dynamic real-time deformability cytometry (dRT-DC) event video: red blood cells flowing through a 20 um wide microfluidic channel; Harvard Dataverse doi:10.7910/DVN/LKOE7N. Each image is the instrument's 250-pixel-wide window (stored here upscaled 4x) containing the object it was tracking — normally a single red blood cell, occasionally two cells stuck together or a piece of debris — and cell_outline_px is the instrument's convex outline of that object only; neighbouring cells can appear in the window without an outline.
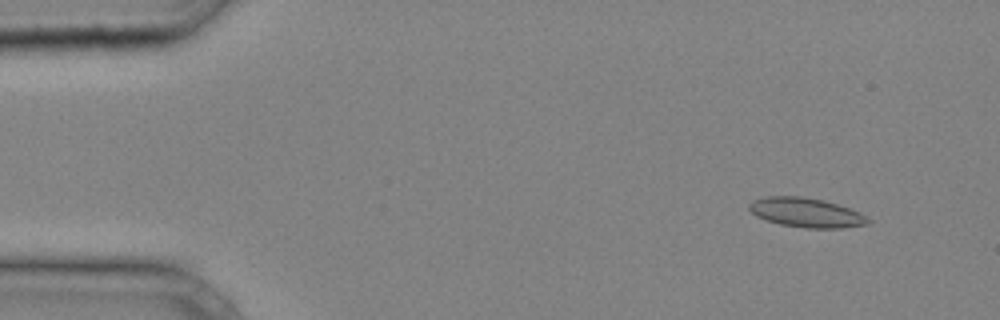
{"species": "common noctule bat (a hibernating species)", "species_latin": "Nyctalus noctula", "temperature_condition": "cold", "stored_images_in_passage": 37, "camera_frame_rate_fps": 3000, "um_per_image_px": 0.085, "animal": {"sex": "male", "body_mass_g": 20.4}, "frame": {"image": 1, "passage_image": 3, "time_ms": 0.667, "image_size_px": [1000, 320], "cell_outline_px": [[872, 220], [868, 224], [840, 228], [804, 228], [780, 224], [756, 216], [748, 208], [748, 204], [752, 200], [768, 196], [800, 196], [824, 200], [860, 212]], "centroid_in_image_um": [68.53, 18.07], "position_along_channel_um": 16.5, "area_um2": 20.35}}
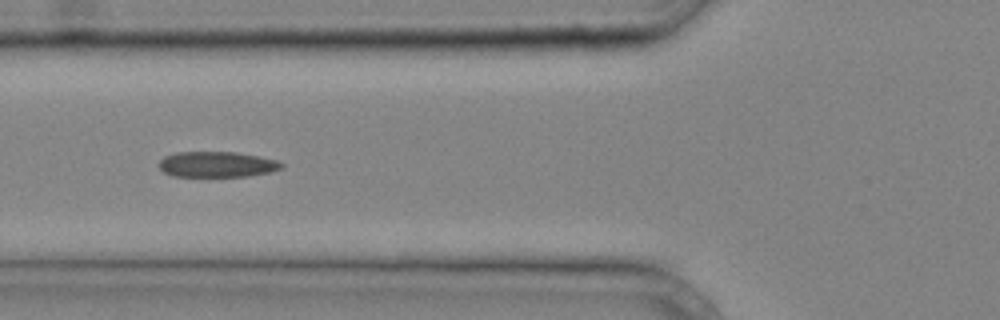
{"frame": {"image": 2, "passage_image": 14, "time_ms": 4.333, "image_size_px": [1000, 320], "cell_outline_px": [[284, 168], [268, 172], [248, 176], [172, 176], [164, 172], [156, 164], [164, 156], [176, 152], [236, 152], [276, 160], [284, 164]], "centroid_in_image_um": [18.4, 13.97], "position_along_channel_um": 107.4, "area_um2": 18.26}}
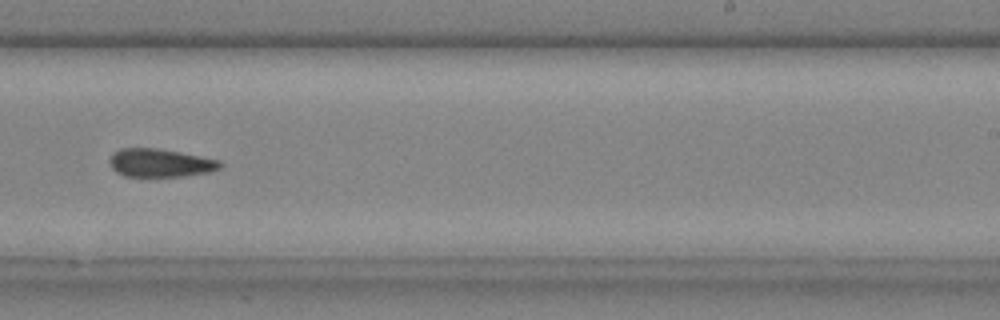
{"frame": {"image": 3, "passage_image": 24, "time_ms": 7.667, "image_size_px": [1000, 320], "cell_outline_px": [[224, 164], [220, 168], [208, 172], [180, 176], [124, 176], [116, 172], [112, 168], [108, 160], [112, 152], [120, 148], [156, 148], [180, 152], [220, 160]], "centroid_in_image_um": [13.58, 13.83], "position_along_channel_um": 275.4, "area_um2": 18.21}}